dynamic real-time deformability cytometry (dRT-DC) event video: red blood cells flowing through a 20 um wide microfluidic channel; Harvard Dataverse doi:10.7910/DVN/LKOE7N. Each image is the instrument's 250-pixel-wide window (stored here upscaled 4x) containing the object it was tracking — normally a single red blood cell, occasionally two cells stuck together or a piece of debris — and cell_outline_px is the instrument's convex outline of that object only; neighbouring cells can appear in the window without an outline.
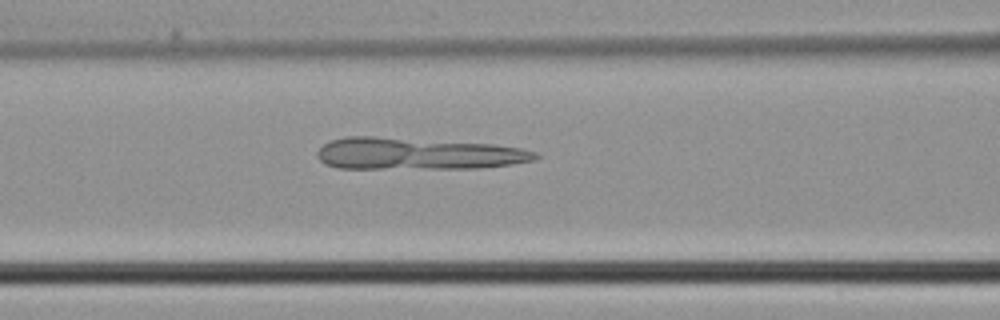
{"species": "common noctule bat (a hibernating species)", "species_latin": "Nyctalus noctula", "temperature_condition": "cold", "stored_images_in_passage": 4, "camera_frame_rate_fps": 3000, "um_per_image_px": 0.085, "animal": {"sex": "male", "body_mass_g": 21.5, "forearm_length_mm": 52.0}, "frame": {"image": 1, "passage_image": 4, "time_ms": 1.0, "image_size_px": [1000, 320], "cell_outline_px": [[540, 156], [536, 160], [512, 164], [476, 168], [340, 168], [324, 164], [316, 156], [316, 152], [324, 144], [332, 140], [344, 136], [372, 136], [496, 144], [520, 148], [536, 152]], "centroid_in_image_um": [35.49, 13.06], "position_along_channel_um": 131.1, "area_um2": 40.58}}